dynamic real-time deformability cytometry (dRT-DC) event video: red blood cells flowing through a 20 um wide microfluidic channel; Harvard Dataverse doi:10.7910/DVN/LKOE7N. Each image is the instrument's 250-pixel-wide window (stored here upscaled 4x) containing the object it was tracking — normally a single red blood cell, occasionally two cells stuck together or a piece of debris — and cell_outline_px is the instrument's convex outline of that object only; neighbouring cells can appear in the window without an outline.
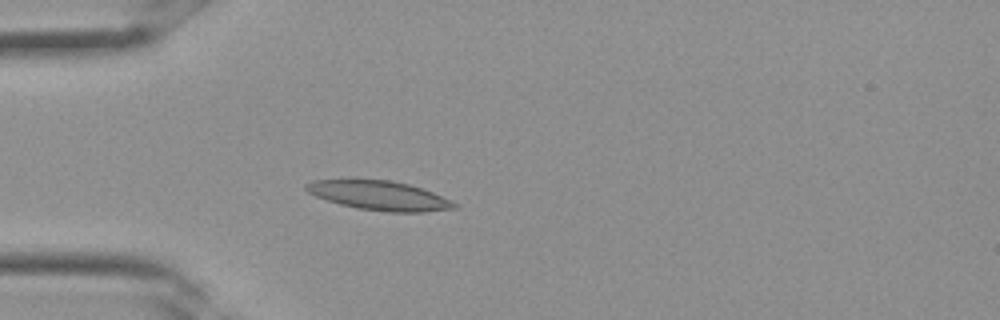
{"species": "Egyptian fruit bat (a non-hibernating species)", "species_latin": "Rousettus aegyptiacus", "temperature_condition": "room temperature", "stored_images_in_passage": 21, "camera_frame_rate_fps": 3000, "um_per_image_px": 0.085, "frame": {"image": 1, "passage_image": 10, "time_ms": 3.0, "image_size_px": [1000, 320], "cell_outline_px": [[460, 208], [424, 212], [388, 212], [356, 208], [340, 204], [316, 196], [308, 192], [304, 188], [304, 184], [312, 180], [388, 180], [408, 184], [432, 192], [452, 200]], "centroid_in_image_um": [32.26, 16.63], "position_along_channel_um": 52.7, "area_um2": 25.14}}
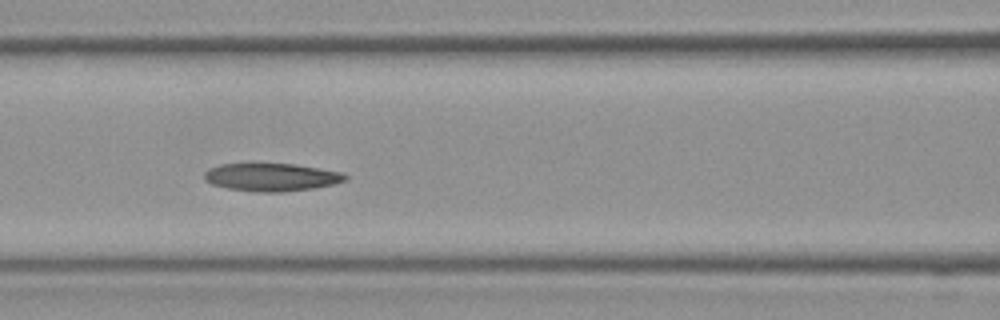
{"frame": {"image": 2, "passage_image": 15, "time_ms": 4.667, "image_size_px": [1000, 320], "cell_outline_px": [[348, 180], [316, 188], [284, 192], [256, 192], [228, 188], [212, 184], [204, 180], [204, 172], [208, 168], [220, 164], [296, 164], [344, 172], [348, 176]], "centroid_in_image_um": [23.1, 15.06], "position_along_channel_um": 143.5, "area_um2": 23.12}}
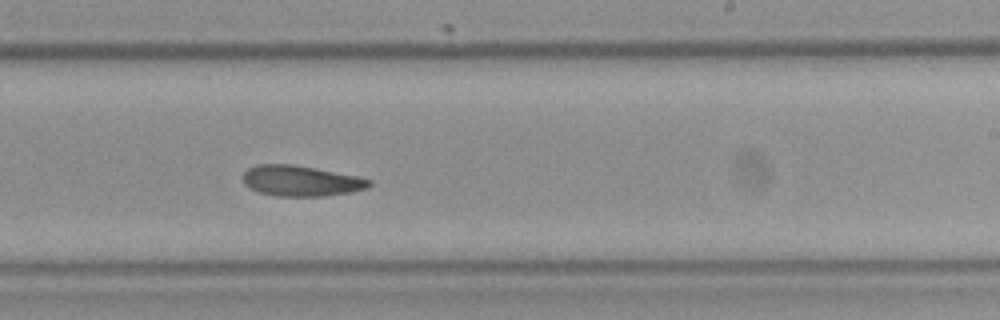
{"frame": {"image": 3, "passage_image": 21, "time_ms": 6.667, "image_size_px": [1000, 320], "cell_outline_px": [[372, 184], [368, 188], [348, 192], [324, 196], [276, 196], [260, 192], [244, 184], [244, 172], [248, 168], [256, 164], [292, 164], [316, 168], [356, 176], [372, 180]], "centroid_in_image_um": [25.58, 15.36], "position_along_channel_um": 263.4, "area_um2": 22.37}}